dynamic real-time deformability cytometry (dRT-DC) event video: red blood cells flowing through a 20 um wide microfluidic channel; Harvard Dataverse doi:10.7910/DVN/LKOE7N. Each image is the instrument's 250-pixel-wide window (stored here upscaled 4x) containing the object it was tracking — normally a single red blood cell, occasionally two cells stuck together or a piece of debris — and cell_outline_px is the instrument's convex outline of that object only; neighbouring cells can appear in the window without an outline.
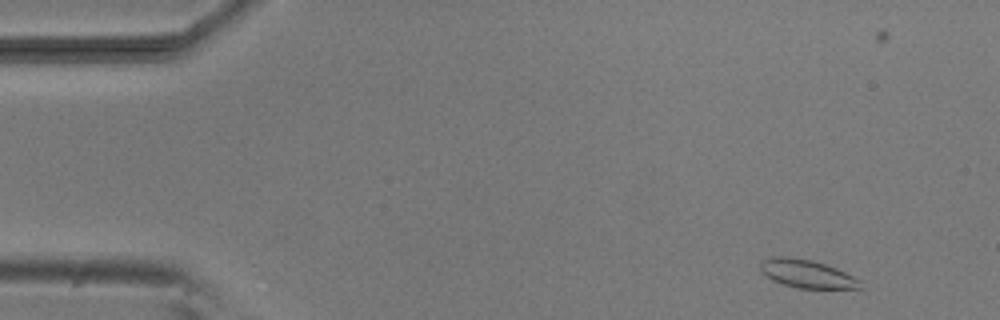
{"species": "common noctule bat (a hibernating species)", "species_latin": "Nyctalus noctula", "temperature_condition": "room temperature", "stored_images_in_passage": 5, "camera_frame_rate_fps": 3000, "um_per_image_px": 0.085, "animal": {"sex": "male", "body_mass_g": 20.5, "forearm_length_mm": 52.5}, "frame": {"image": 1, "passage_image": 1, "time_ms": 0.0, "image_size_px": [1000, 320], "cell_outline_px": [[864, 288], [800, 288], [784, 284], [772, 280], [764, 276], [760, 272], [760, 264], [764, 260], [772, 256], [788, 256], [812, 260], [836, 268], [860, 280]], "centroid_in_image_um": [68.55, 23.26], "position_along_channel_um": 16.5, "area_um2": 16.36}}
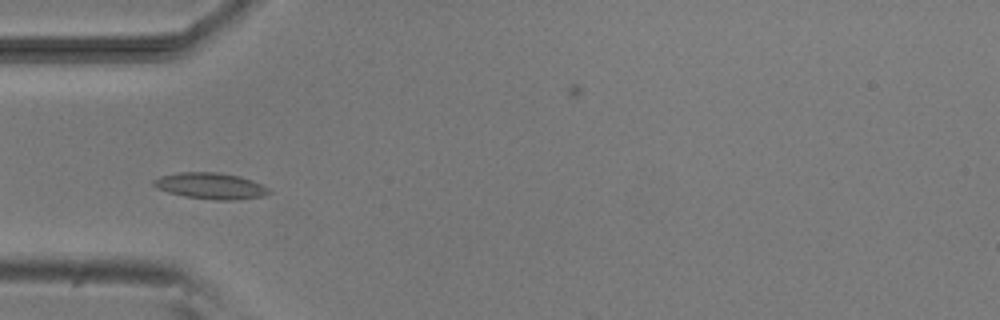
{"frame": {"image": 2, "passage_image": 4, "time_ms": 4.0, "image_size_px": [1000, 320], "cell_outline_px": [[272, 192], [264, 196], [232, 200], [212, 200], [184, 196], [168, 192], [156, 188], [152, 184], [152, 180], [160, 176], [180, 172], [216, 172], [240, 176], [252, 180], [268, 188]], "centroid_in_image_um": [17.88, 15.8], "position_along_channel_um": 67.1, "area_um2": 17.69}}